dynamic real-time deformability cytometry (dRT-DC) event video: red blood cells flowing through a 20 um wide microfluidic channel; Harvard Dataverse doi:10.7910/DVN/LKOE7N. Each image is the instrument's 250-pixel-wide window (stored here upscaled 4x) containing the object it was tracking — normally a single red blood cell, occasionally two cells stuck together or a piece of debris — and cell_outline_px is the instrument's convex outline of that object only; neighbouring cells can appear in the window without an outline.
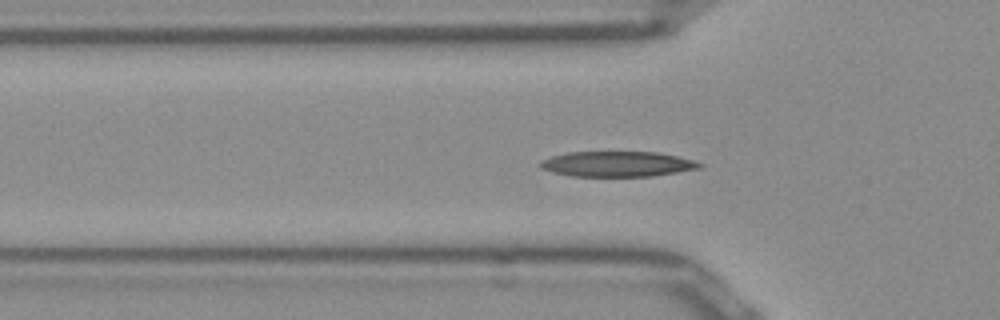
{"species": "Egyptian fruit bat (a non-hibernating species)", "species_latin": "Rousettus aegyptiacus", "temperature_condition": "room temperature", "stored_images_in_passage": 40, "camera_frame_rate_fps": 3000, "um_per_image_px": 0.085, "frame": {"image": 1, "passage_image": 4, "time_ms": 1.0, "image_size_px": [1000, 320], "cell_outline_px": [[704, 164], [700, 168], [652, 176], [572, 176], [552, 172], [540, 168], [540, 164], [544, 160], [552, 156], [568, 152], [656, 152], [676, 156], [692, 160]], "centroid_in_image_um": [52.47, 13.94], "position_along_channel_um": 73.3, "area_um2": 23.24}}
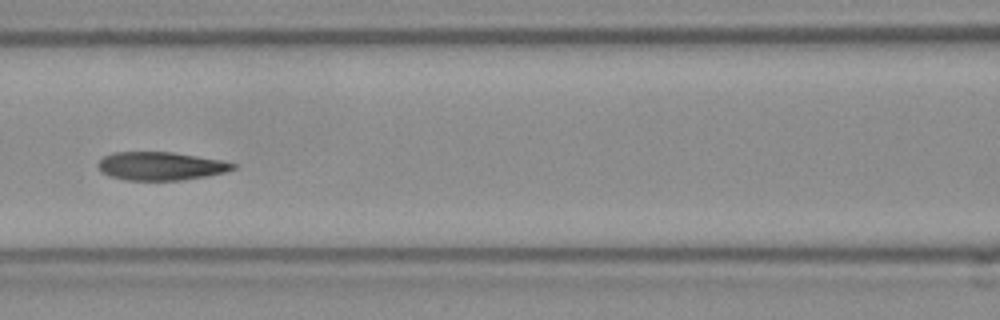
{"frame": {"image": 2, "passage_image": 10, "time_ms": 3.0, "image_size_px": [1000, 320], "cell_outline_px": [[236, 168], [224, 172], [208, 176], [180, 180], [124, 180], [108, 176], [100, 172], [96, 164], [104, 156], [112, 152], [172, 152], [220, 160], [236, 164]], "centroid_in_image_um": [13.6, 14.12], "position_along_channel_um": 153.0, "area_um2": 22.31}}
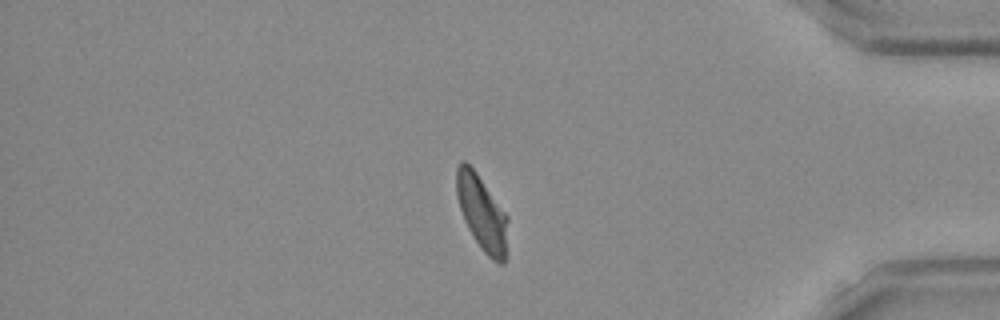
{"frame": {"image": 3, "passage_image": 31, "time_ms": 10.0, "image_size_px": [1000, 320], "cell_outline_px": [[508, 220], [504, 264], [500, 264], [492, 260], [480, 248], [468, 228], [464, 220], [456, 196], [456, 168], [460, 160], [464, 160], [476, 172], [508, 216]], "centroid_in_image_um": [40.94, 18.09], "position_along_channel_um": 394.3, "area_um2": 22.31}, "authors_computed_cell_mechanics": {"area_um2": 22.6287, "velocity_mm_per_s": 3.9246, "shape_relaxation_time_tau1_ms": 3.2032, "shape_relaxation_time_tau2_ms": 1.3252, "deformation_change_tau1": 0.1617, "deformation_change_tau2": 0.0821}}